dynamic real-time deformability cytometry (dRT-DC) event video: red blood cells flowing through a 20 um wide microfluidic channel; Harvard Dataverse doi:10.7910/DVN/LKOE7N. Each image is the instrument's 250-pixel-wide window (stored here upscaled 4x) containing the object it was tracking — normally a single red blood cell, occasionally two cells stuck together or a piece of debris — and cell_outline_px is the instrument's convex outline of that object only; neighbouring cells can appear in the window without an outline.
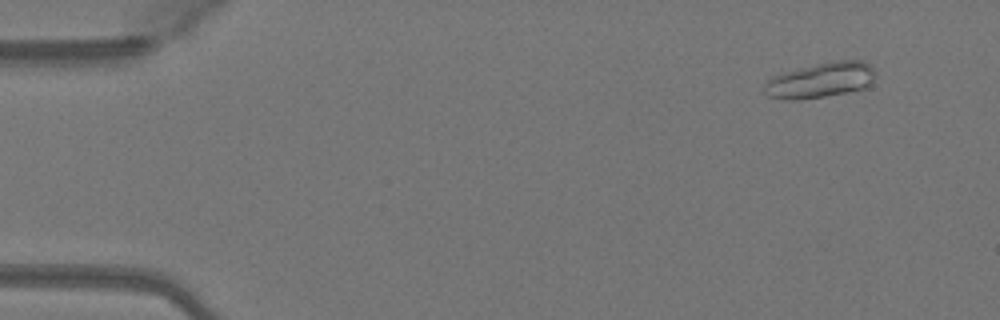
{"species": "Egyptian fruit bat (a non-hibernating species)", "species_latin": "Rousettus aegyptiacus", "temperature_condition": "warm", "stored_images_in_passage": 38, "camera_frame_rate_fps": 3000, "um_per_image_px": 0.085, "animal": {"sex": "female"}, "frame": {"image": 1, "passage_image": 1, "time_ms": 0.0, "image_size_px": [1000, 320], "cell_outline_px": [[876, 76], [872, 84], [864, 88], [848, 92], [800, 100], [788, 100], [768, 96], [764, 92], [764, 84], [772, 76], [800, 68], [816, 64], [836, 60], [864, 60], [872, 68]], "centroid_in_image_um": [69.77, 6.82], "position_along_channel_um": 15.2, "area_um2": 22.83}}
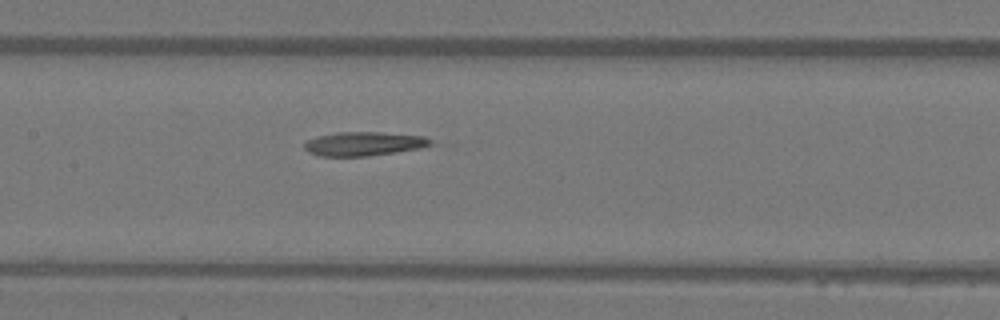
{"frame": {"image": 2, "passage_image": 21, "time_ms": 6.667, "image_size_px": [1000, 320], "cell_outline_px": [[432, 144], [420, 148], [396, 152], [368, 156], [320, 156], [308, 152], [304, 148], [304, 144], [308, 140], [316, 136], [336, 132], [380, 132], [424, 136], [432, 140]], "centroid_in_image_um": [30.91, 12.22], "position_along_channel_um": 176.5, "area_um2": 17.63}}
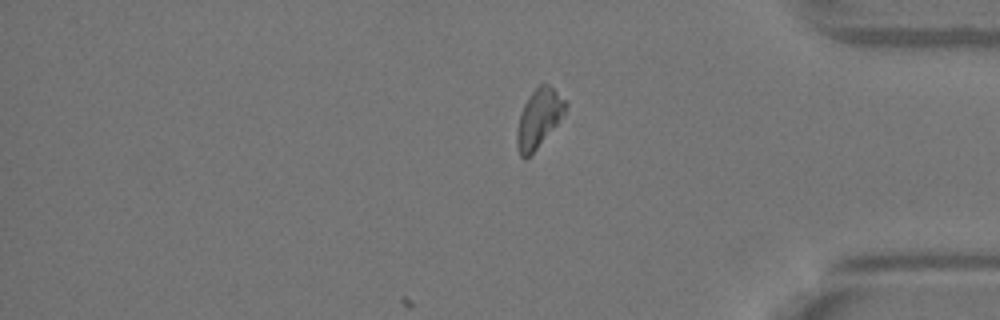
{"frame": {"image": 3, "passage_image": 38, "time_ms": 12.333, "image_size_px": [1000, 320], "cell_outline_px": [[568, 104], [564, 112], [556, 124], [536, 148], [524, 160], [520, 156], [516, 144], [516, 132], [520, 116], [524, 104], [528, 96], [540, 84], [548, 84], [568, 100]], "centroid_in_image_um": [45.79, 10.02], "position_along_channel_um": 389.4, "area_um2": 16.24}, "authors_computed_cell_mechanics": {"area_um2": 17.7735, "velocity_mm_per_s": 4.099, "shape_relaxation_time_tau1_ms": 3.0088, "shape_relaxation_time_tau2_ms": 4.4088, "deformation_change_tau1": 0.1294, "deformation_change_tau2": 0.1442}}